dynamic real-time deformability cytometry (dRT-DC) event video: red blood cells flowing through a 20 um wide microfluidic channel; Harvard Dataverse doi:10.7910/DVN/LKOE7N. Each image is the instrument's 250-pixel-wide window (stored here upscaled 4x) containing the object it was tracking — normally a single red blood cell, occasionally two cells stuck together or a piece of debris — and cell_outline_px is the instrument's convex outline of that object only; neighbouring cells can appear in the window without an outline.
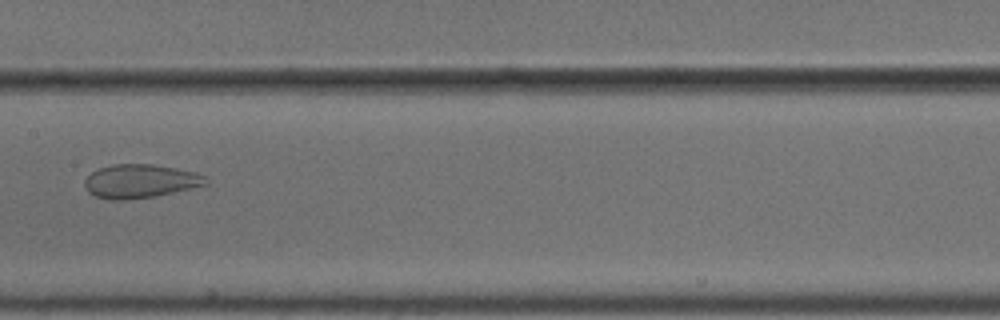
{"species": "common noctule bat (a hibernating species)", "species_latin": "Nyctalus noctula", "temperature_condition": "cold", "stored_images_in_passage": 9, "camera_frame_rate_fps": 3000, "um_per_image_px": 0.085, "animal": {"sex": "male", "body_mass_g": 18.8}, "frame": {"image": 1, "passage_image": 7, "time_ms": 2.0, "image_size_px": [1000, 320], "cell_outline_px": [[208, 184], [156, 196], [124, 200], [112, 200], [96, 196], [88, 192], [84, 184], [84, 180], [92, 172], [100, 168], [112, 164], [152, 164], [176, 168], [196, 172], [204, 176], [208, 180]], "centroid_in_image_um": [11.91, 15.4], "position_along_channel_um": 195.5, "area_um2": 23.7}}
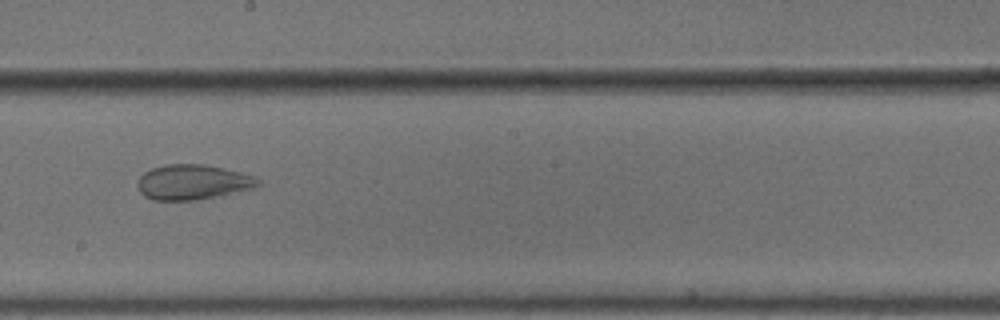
{"frame": {"image": 2, "passage_image": 8, "time_ms": 2.333, "image_size_px": [1000, 320], "cell_outline_px": [[264, 184], [256, 188], [196, 200], [152, 200], [144, 196], [140, 192], [136, 184], [136, 180], [144, 172], [152, 168], [168, 164], [204, 164], [224, 168], [256, 176]], "centroid_in_image_um": [16.41, 15.48], "position_along_channel_um": 231.8, "area_um2": 24.91}}
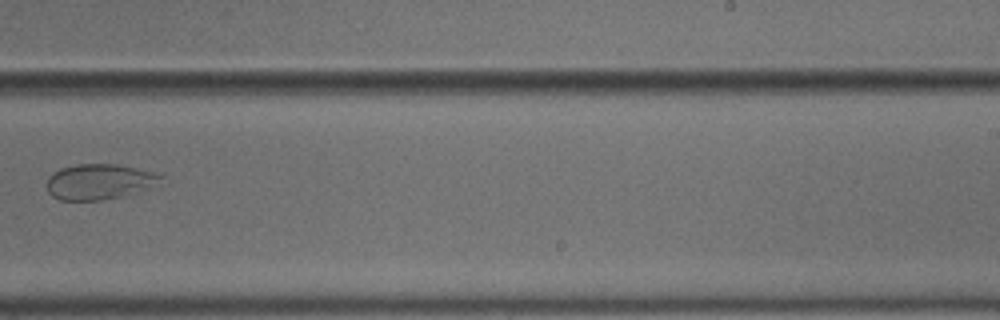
{"frame": {"image": 3, "passage_image": 9, "time_ms": 2.667, "image_size_px": [1000, 320], "cell_outline_px": [[164, 176], [132, 192], [120, 196], [100, 200], [60, 200], [52, 196], [48, 192], [48, 176], [52, 172], [60, 168], [76, 164], [116, 164], [136, 168], [152, 172]], "centroid_in_image_um": [8.27, 15.42], "position_along_channel_um": 280.7, "area_um2": 22.66}}